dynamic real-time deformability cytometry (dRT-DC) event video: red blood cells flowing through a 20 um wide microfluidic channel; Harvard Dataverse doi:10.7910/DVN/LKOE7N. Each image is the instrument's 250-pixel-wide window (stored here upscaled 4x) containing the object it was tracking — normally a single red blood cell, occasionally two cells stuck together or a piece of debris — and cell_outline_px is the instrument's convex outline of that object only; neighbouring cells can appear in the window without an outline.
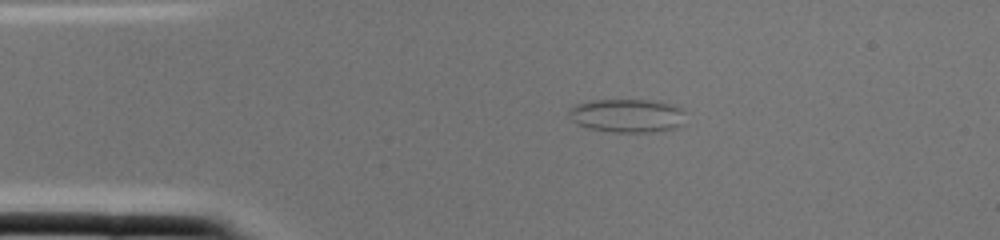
{"species": "common noctule bat (a hibernating species)", "species_latin": "Nyctalus noctula", "temperature_condition": "cold", "stored_images_in_passage": 1, "camera_frame_rate_fps": 3000, "um_per_image_px": 0.085, "animal": {"sex": "female", "body_mass_g": 22.0, "forearm_length_mm": 56.7}, "frame": {"image": 1, "passage_image": 1, "time_ms": 0.0, "image_size_px": [1000, 240], "cell_outline_px": [[684, 112], [680, 128], [652, 132], [616, 132], [588, 128], [572, 120], [568, 116], [568, 108], [576, 104], [592, 100], [652, 100], [668, 104], [680, 108]], "centroid_in_image_um": [53.28, 9.83], "position_along_channel_um": 31.7, "area_um2": 22.72}}